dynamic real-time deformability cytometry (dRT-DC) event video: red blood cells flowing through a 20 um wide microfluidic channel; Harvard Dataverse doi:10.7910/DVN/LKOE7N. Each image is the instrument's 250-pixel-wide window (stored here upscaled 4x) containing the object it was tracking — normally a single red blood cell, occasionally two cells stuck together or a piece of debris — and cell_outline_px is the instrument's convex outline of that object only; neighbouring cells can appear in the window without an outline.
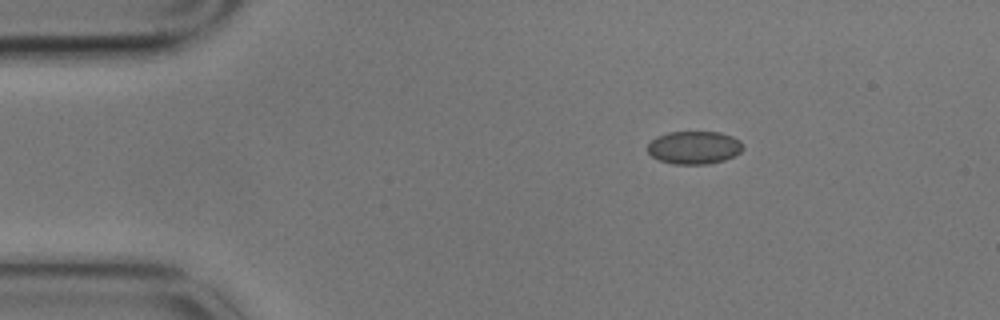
{"species": "common noctule bat (a hibernating species)", "species_latin": "Nyctalus noctula", "temperature_condition": "cold", "stored_images_in_passage": 3, "camera_frame_rate_fps": 3000, "um_per_image_px": 0.085, "animal": {"sex": "male", "body_mass_g": 17.9}, "frame": {"image": 1, "passage_image": 1, "time_ms": 0.0, "image_size_px": [1000, 320], "cell_outline_px": [[744, 148], [740, 152], [724, 160], [708, 164], [672, 164], [660, 160], [652, 156], [648, 152], [648, 144], [656, 136], [668, 132], [720, 132], [732, 136], [740, 140], [744, 144]], "centroid_in_image_um": [59.01, 12.53], "position_along_channel_um": 26.0, "area_um2": 18.38}}